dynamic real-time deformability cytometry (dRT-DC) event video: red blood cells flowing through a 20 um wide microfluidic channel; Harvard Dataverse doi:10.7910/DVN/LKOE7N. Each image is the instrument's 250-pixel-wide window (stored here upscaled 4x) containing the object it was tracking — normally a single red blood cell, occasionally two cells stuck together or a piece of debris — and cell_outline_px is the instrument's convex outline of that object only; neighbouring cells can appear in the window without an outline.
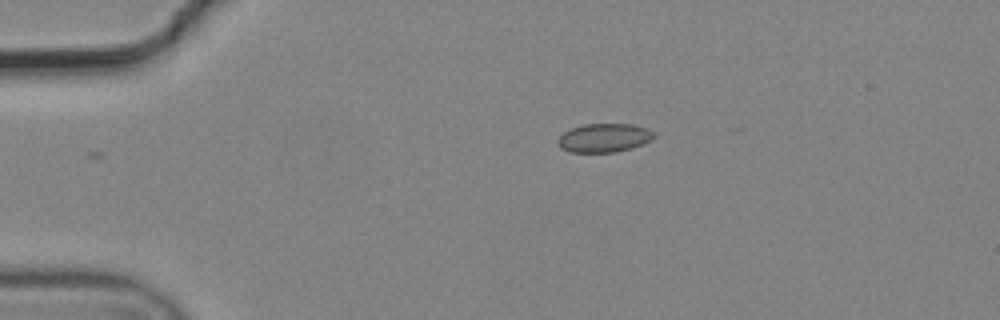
{"species": "common noctule bat (a hibernating species)", "species_latin": "Nyctalus noctula", "temperature_condition": "cold", "stored_images_in_passage": 14, "camera_frame_rate_fps": 3000, "um_per_image_px": 0.085, "animal": {"sex": "male", "body_mass_g": 19.2, "forearm_length_mm": 51.8}, "frame": {"image": 1, "passage_image": 1, "time_ms": 0.0, "image_size_px": [1000, 320], "cell_outline_px": [[656, 136], [652, 140], [632, 148], [616, 152], [572, 152], [560, 148], [556, 144], [556, 140], [564, 132], [572, 128], [584, 124], [632, 124], [648, 128], [656, 132]], "centroid_in_image_um": [51.37, 11.71], "position_along_channel_um": 33.6, "area_um2": 16.3}}
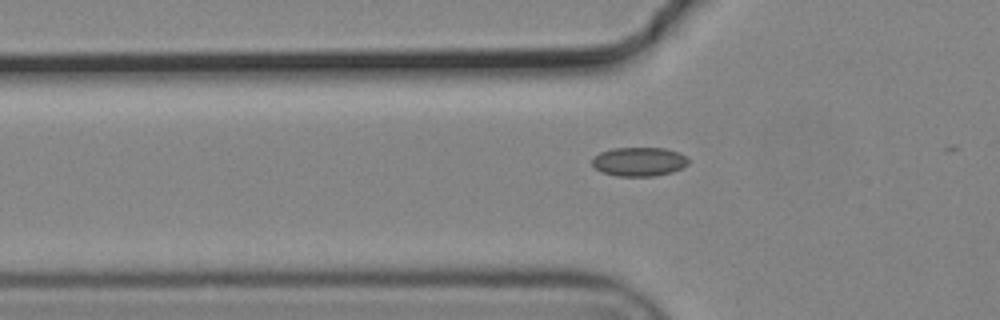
{"frame": {"image": 2, "passage_image": 8, "time_ms": 2.333, "image_size_px": [1000, 320], "cell_outline_px": [[688, 164], [672, 172], [656, 176], [616, 176], [600, 172], [592, 164], [592, 156], [600, 152], [612, 148], [664, 148], [680, 152], [688, 160]], "centroid_in_image_um": [54.28, 13.74], "position_along_channel_um": 71.5, "area_um2": 16.36}}
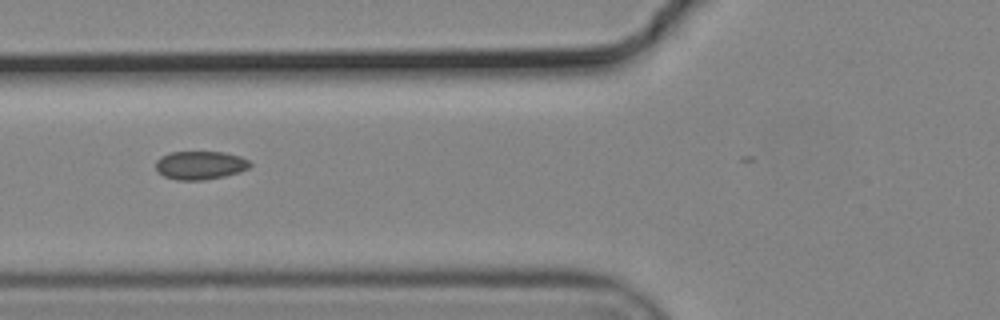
{"frame": {"image": 3, "passage_image": 11, "time_ms": 3.333, "image_size_px": [1000, 320], "cell_outline_px": [[252, 164], [248, 168], [240, 172], [224, 176], [204, 180], [176, 180], [164, 176], [156, 168], [156, 160], [160, 156], [168, 152], [224, 152], [240, 156], [248, 160]], "centroid_in_image_um": [17.01, 14.04], "position_along_channel_um": 108.8, "area_um2": 15.66}}